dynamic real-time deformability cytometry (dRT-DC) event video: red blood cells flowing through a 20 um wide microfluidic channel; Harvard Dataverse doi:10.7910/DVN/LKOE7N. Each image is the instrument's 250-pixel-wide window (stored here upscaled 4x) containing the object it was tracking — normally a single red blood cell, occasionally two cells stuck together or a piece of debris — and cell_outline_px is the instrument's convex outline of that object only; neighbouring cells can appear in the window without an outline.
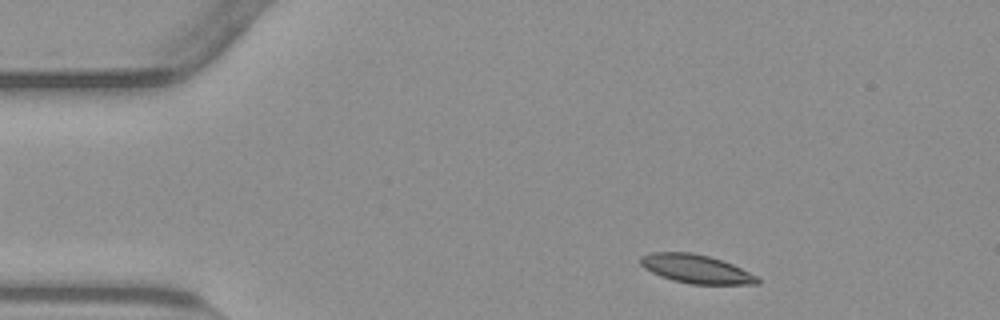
{"species": "common noctule bat (a hibernating species)", "species_latin": "Nyctalus noctula", "temperature_condition": "warm", "stored_images_in_passage": 50, "camera_frame_rate_fps": 3000, "um_per_image_px": 0.085, "animal": {"sex": "male", "body_mass_g": 23.1, "forearm_length_mm": 52.7}, "frame": {"image": 1, "passage_image": 4, "time_ms": 1.0, "image_size_px": [1000, 320], "cell_outline_px": [[760, 284], [692, 284], [672, 280], [660, 276], [644, 268], [640, 264], [640, 256], [652, 252], [692, 252], [708, 256], [732, 264], [756, 276], [760, 280]], "centroid_in_image_um": [59.13, 22.85], "position_along_channel_um": 25.9, "area_um2": 19.36}}
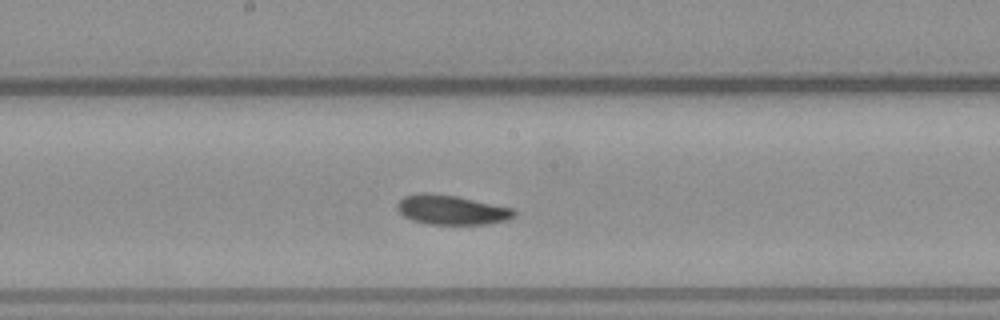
{"frame": {"image": 2, "passage_image": 24, "time_ms": 7.667, "image_size_px": [1000, 320], "cell_outline_px": [[516, 216], [508, 220], [484, 224], [428, 224], [412, 220], [404, 216], [396, 208], [396, 204], [404, 196], [420, 192], [428, 192], [456, 196], [516, 208]], "centroid_in_image_um": [38.4, 17.83], "position_along_channel_um": 209.8, "area_um2": 20.35}}
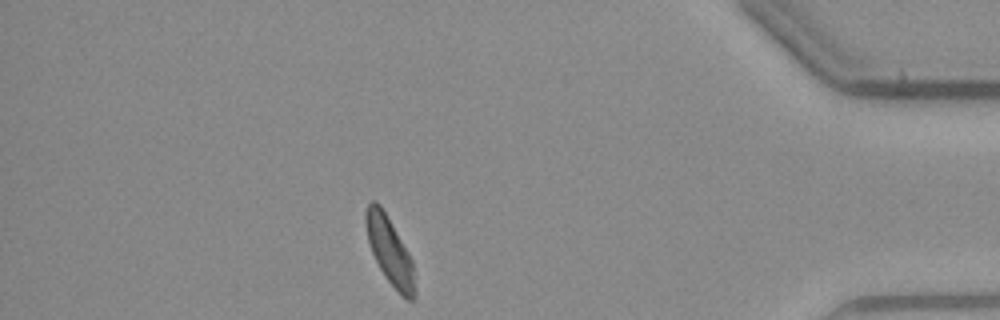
{"frame": {"image": 3, "passage_image": 43, "time_ms": 14.0, "image_size_px": [1000, 320], "cell_outline_px": [[416, 296], [412, 300], [408, 300], [400, 296], [388, 280], [380, 268], [372, 252], [368, 240], [364, 224], [364, 212], [368, 200], [376, 200], [380, 204], [408, 252], [412, 260], [416, 288]], "centroid_in_image_um": [33.11, 21.31], "position_along_channel_um": 402.1, "area_um2": 19.36}, "authors_computed_cell_mechanics": {"area_um2": 19.9699, "velocity_mm_per_s": 3.7813, "shape_relaxation_time_tau1_ms": 3.8044, "shape_relaxation_time_tau2_ms": 3.5556, "deformation_change_tau1": 0.0931, "deformation_change_tau2": 0.0868}}